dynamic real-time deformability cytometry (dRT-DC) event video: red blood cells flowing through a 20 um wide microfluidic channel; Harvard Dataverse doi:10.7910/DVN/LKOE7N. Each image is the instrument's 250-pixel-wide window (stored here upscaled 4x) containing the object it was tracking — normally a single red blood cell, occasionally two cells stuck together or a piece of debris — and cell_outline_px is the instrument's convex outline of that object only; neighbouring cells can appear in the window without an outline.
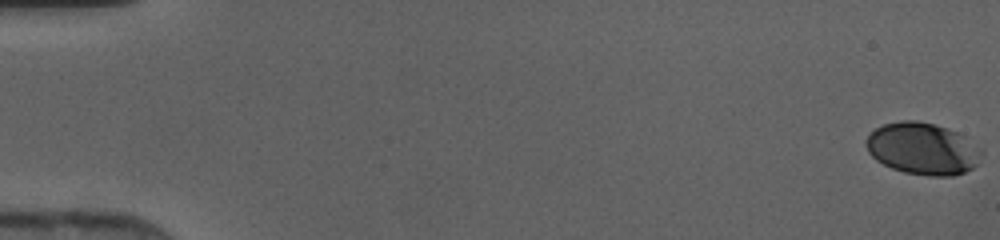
{"species": "human", "species_latin": "Homo sapiens", "temperature_condition": "cold", "stored_images_in_passage": 47, "camera_frame_rate_fps": 3000, "um_per_image_px": 0.085, "donor": {"sex": "female"}, "frame": {"image": 1, "passage_image": 1, "time_ms": 0.0, "image_size_px": [1000, 240], "cell_outline_px": [[984, 152], [976, 164], [972, 168], [964, 172], [952, 176], [928, 176], [904, 172], [892, 168], [876, 160], [868, 152], [864, 140], [876, 128], [884, 124], [904, 120], [916, 120], [948, 128], [964, 136], [984, 148]], "centroid_in_image_um": [78.45, 12.64], "position_along_channel_um": 6.6, "area_um2": 35.08}}
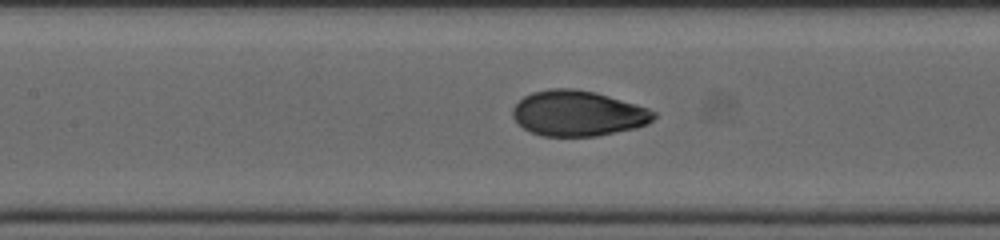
{"frame": {"image": 2, "passage_image": 23, "time_ms": 7.333, "image_size_px": [1000, 240], "cell_outline_px": [[656, 116], [648, 124], [636, 128], [596, 136], [544, 136], [532, 132], [524, 128], [512, 116], [512, 108], [524, 96], [532, 92], [552, 88], [572, 88], [596, 92], [636, 104], [648, 108], [656, 112]], "centroid_in_image_um": [49.14, 9.63], "position_along_channel_um": 158.3, "area_um2": 37.34}}
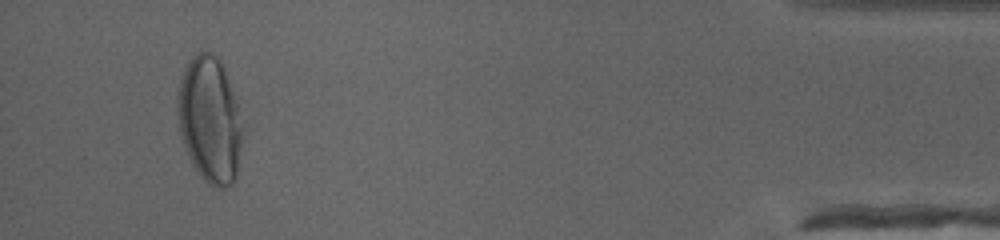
{"frame": {"image": 3, "passage_image": 45, "time_ms": 14.667, "image_size_px": [1000, 240], "cell_outline_px": [[244, 132], [236, 176], [232, 184], [224, 188], [216, 188], [208, 184], [200, 176], [192, 164], [188, 156], [180, 132], [176, 108], [180, 80], [192, 56], [196, 52], [212, 52], [216, 56], [224, 72], [232, 92], [244, 124]], "centroid_in_image_um": [17.84, 10.25], "position_along_channel_um": 417.4, "area_um2": 47.57}}